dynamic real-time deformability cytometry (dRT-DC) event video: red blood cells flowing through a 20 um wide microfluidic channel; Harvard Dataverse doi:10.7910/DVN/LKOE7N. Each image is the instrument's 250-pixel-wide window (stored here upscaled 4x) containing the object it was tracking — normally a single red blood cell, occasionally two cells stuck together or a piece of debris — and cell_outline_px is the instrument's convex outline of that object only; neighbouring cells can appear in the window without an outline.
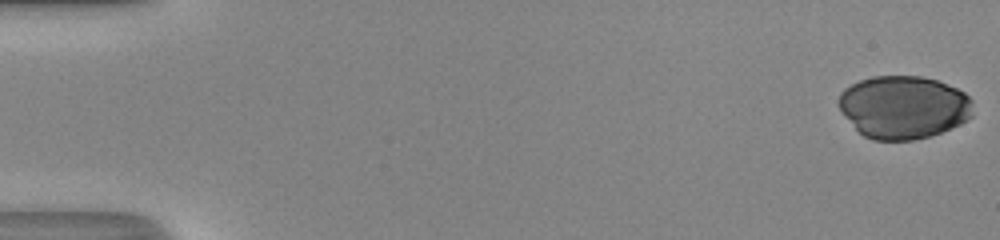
{"species": "human", "species_latin": "Homo sapiens", "temperature_condition": "room temperature", "stored_images_in_passage": 51, "camera_frame_rate_fps": 3000, "um_per_image_px": 0.085, "donor": {"sex": "male"}, "frame": {"image": 1, "passage_image": 1, "time_ms": 0.0, "image_size_px": [1000, 240], "cell_outline_px": [[972, 116], [968, 120], [960, 124], [940, 132], [928, 136], [912, 140], [872, 140], [864, 136], [856, 128], [840, 108], [836, 100], [840, 92], [844, 88], [860, 80], [872, 76], [920, 76], [936, 80], [956, 88], [964, 92], [972, 100]], "centroid_in_image_um": [76.8, 9.1], "position_along_channel_um": 8.2, "area_um2": 49.13}}